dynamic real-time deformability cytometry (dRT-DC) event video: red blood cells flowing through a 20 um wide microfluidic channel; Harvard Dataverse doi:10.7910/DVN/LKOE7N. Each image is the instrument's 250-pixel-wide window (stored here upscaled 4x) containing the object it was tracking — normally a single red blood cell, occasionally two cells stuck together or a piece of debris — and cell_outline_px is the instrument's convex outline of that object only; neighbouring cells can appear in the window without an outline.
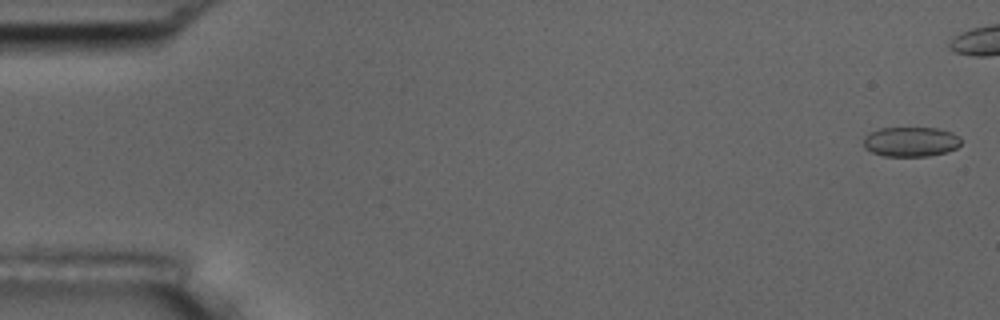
{"species": "common noctule bat (a hibernating species)", "species_latin": "Nyctalus noctula", "temperature_condition": "room temperature", "stored_images_in_passage": 6, "camera_frame_rate_fps": 3000, "um_per_image_px": 0.085, "animal": {"sex": "male", "body_mass_g": 17.5, "forearm_length_mm": 52.3}, "frame": {"image": 1, "passage_image": 1, "time_ms": 0.0, "image_size_px": [1000, 320], "cell_outline_px": [[960, 144], [956, 148], [944, 152], [928, 156], [884, 156], [872, 152], [864, 148], [864, 136], [868, 132], [880, 128], [936, 128], [952, 132], [960, 136]], "centroid_in_image_um": [77.39, 12.04], "position_along_channel_um": 7.6, "area_um2": 16.94}}